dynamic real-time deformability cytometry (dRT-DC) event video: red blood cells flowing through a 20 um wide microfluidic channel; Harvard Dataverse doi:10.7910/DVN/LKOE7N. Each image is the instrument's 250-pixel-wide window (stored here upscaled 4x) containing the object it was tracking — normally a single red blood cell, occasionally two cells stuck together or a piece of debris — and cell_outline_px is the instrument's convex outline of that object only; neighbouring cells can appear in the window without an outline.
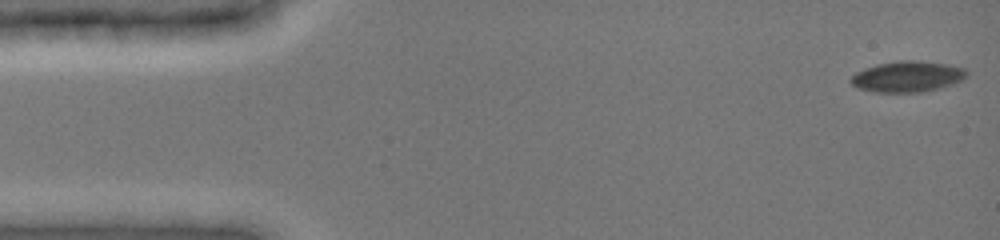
{"species": "common noctule bat (a hibernating species)", "species_latin": "Nyctalus noctula", "temperature_condition": "cold", "stored_images_in_passage": 48, "camera_frame_rate_fps": 3000, "um_per_image_px": 0.085, "animal": {"sex": "female", "body_mass_g": 19.0, "forearm_length_mm": 51.5}, "frame": {"image": 1, "passage_image": 1, "time_ms": 0.0, "image_size_px": [1000, 240], "cell_outline_px": [[968, 76], [952, 84], [940, 88], [920, 92], [876, 92], [856, 88], [848, 80], [856, 72], [864, 68], [876, 64], [900, 60], [916, 60], [948, 64], [964, 68], [968, 72]], "centroid_in_image_um": [77.11, 6.5], "position_along_channel_um": 7.9, "area_um2": 20.98}}
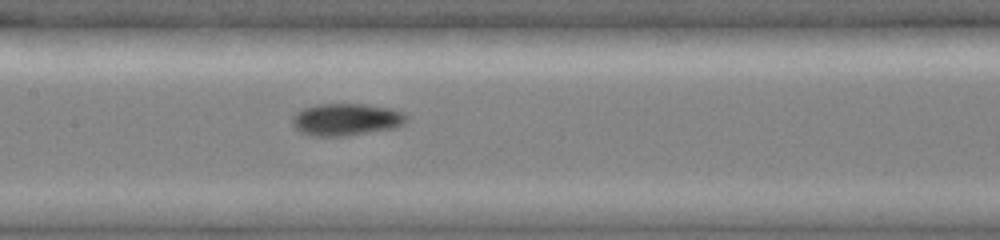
{"frame": {"image": 2, "passage_image": 23, "time_ms": 7.333, "image_size_px": [1000, 240], "cell_outline_px": [[408, 120], [404, 124], [396, 128], [344, 136], [312, 136], [300, 132], [292, 124], [292, 116], [296, 112], [304, 108], [316, 104], [364, 104], [392, 108], [404, 112], [408, 116]], "centroid_in_image_um": [29.45, 10.15], "position_along_channel_um": 177.9, "area_um2": 21.68}}
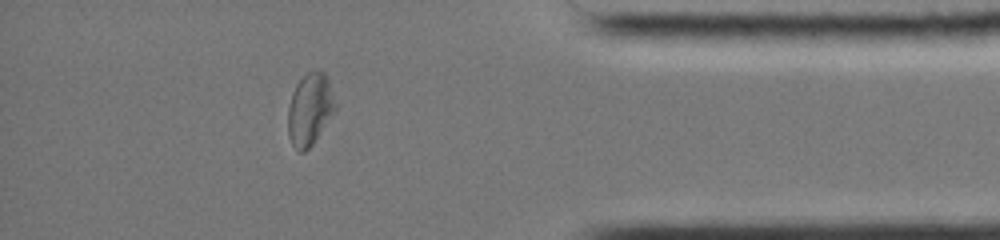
{"frame": {"image": 3, "passage_image": 42, "time_ms": 13.667, "image_size_px": [1000, 240], "cell_outline_px": [[336, 108], [312, 144], [304, 152], [300, 152], [292, 144], [288, 132], [288, 108], [292, 92], [296, 84], [312, 68], [324, 72], [328, 80], [336, 104]], "centroid_in_image_um": [26.32, 9.26], "position_along_channel_um": 408.9, "area_um2": 19.54}, "authors_computed_cell_mechanics": {"area_um2": 20.5479, "velocity_mm_per_s": 3.9259, "shape_relaxation_time_tau1_ms": 7.9971, "shape_relaxation_time_tau2_ms": 5.1668, "deformation_change_tau1": 0.1635, "deformation_change_tau2": 0.0852}}